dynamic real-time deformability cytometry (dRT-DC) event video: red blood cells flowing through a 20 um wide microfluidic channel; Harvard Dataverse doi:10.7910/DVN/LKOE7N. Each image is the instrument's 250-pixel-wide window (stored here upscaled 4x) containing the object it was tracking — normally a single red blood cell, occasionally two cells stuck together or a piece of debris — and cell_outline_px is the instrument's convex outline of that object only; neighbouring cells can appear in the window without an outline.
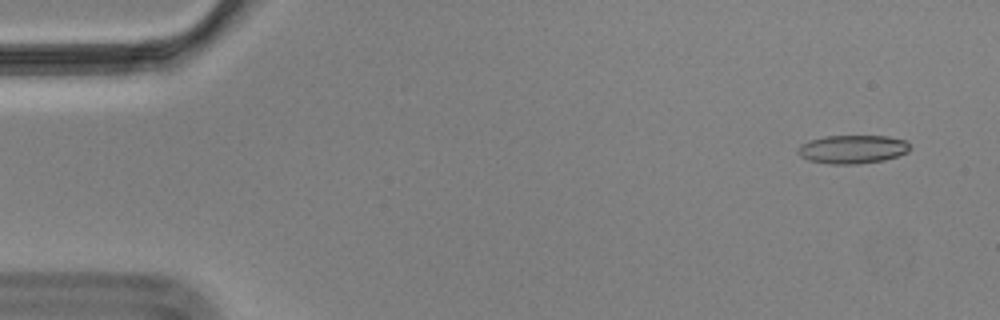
{"species": "Egyptian fruit bat (a non-hibernating species)", "species_latin": "Rousettus aegyptiacus", "temperature_condition": "cold", "stored_images_in_passage": 57, "camera_frame_rate_fps": 3000, "um_per_image_px": 0.085, "animal": {"sex": "male"}, "frame": {"image": 1, "passage_image": 4, "time_ms": 1.0, "image_size_px": [1000, 320], "cell_outline_px": [[908, 152], [884, 160], [856, 164], [832, 164], [808, 160], [800, 156], [796, 152], [796, 148], [800, 144], [808, 140], [824, 136], [888, 136], [904, 140], [908, 144]], "centroid_in_image_um": [72.39, 12.68], "position_along_channel_um": 12.6, "area_um2": 18.61}}
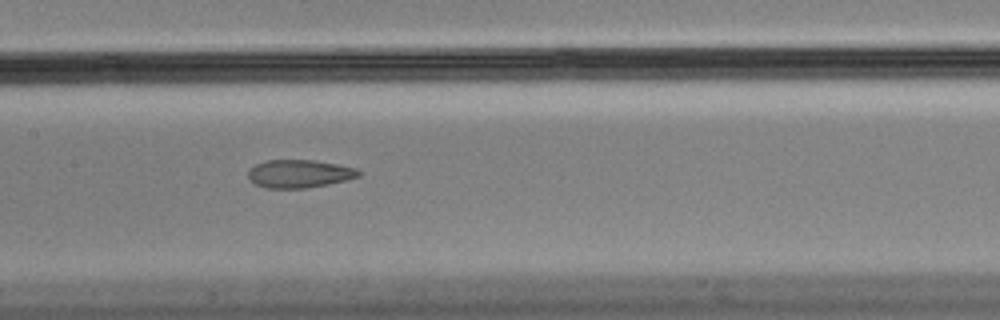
{"frame": {"image": 2, "passage_image": 28, "time_ms": 9.0, "image_size_px": [1000, 320], "cell_outline_px": [[360, 176], [328, 184], [304, 188], [264, 188], [256, 184], [248, 176], [248, 168], [264, 160], [312, 160], [336, 164], [356, 168], [360, 172]], "centroid_in_image_um": [25.4, 14.76], "position_along_channel_um": 182.0, "area_um2": 17.92}}
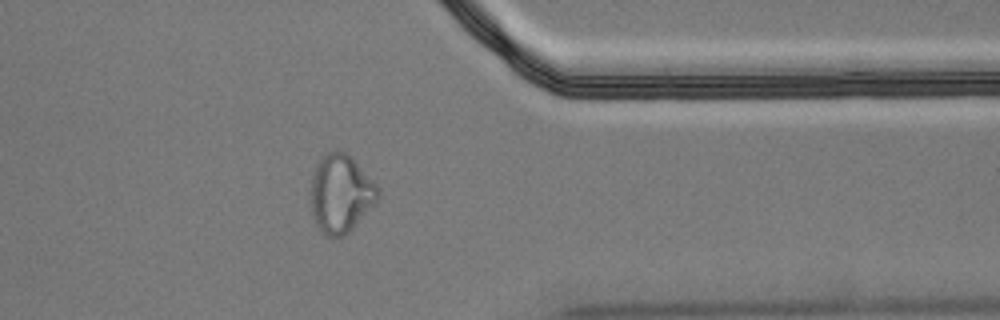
{"frame": {"image": 3, "passage_image": 46, "time_ms": 15.0, "image_size_px": [1000, 320], "cell_outline_px": [[380, 196], [356, 224], [344, 236], [328, 236], [316, 224], [312, 212], [308, 192], [312, 172], [320, 156], [328, 152], [344, 152], [356, 160], [380, 188]], "centroid_in_image_um": [28.93, 16.41], "position_along_channel_um": 382.5, "area_um2": 30.81}, "authors_computed_cell_mechanics": {"area_um2": 19.2474, "velocity_mm_per_s": 3.515, "shape_relaxation_time_tau1_ms": null, "shape_relaxation_time_tau2_ms": 1.2111, "deformation_change_tau1": null, "deformation_change_tau2": 0.0801}}